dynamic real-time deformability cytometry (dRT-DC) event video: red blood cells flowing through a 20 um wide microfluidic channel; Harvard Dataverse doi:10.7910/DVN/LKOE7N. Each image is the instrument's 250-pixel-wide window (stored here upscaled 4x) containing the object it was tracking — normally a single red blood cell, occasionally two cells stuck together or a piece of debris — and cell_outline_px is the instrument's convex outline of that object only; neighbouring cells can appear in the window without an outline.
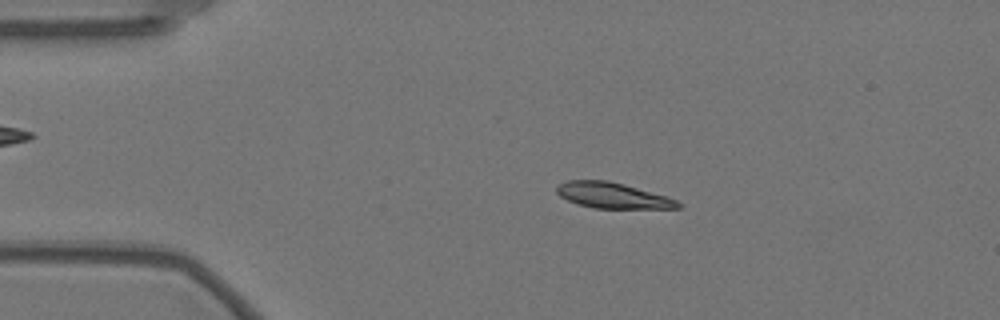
{"species": "Egyptian fruit bat (a non-hibernating species)", "species_latin": "Rousettus aegyptiacus", "temperature_condition": "warm", "stored_images_in_passage": 57, "camera_frame_rate_fps": 3000, "um_per_image_px": 0.085, "animal": {"sex": "female"}, "frame": {"image": 1, "passage_image": 11, "time_ms": 3.333, "image_size_px": [1000, 320], "cell_outline_px": [[684, 204], [680, 208], [592, 208], [576, 204], [560, 196], [556, 192], [556, 184], [568, 180], [608, 180], [624, 184], [668, 196]], "centroid_in_image_um": [52.07, 16.61], "position_along_channel_um": 32.9, "area_um2": 18.38}}
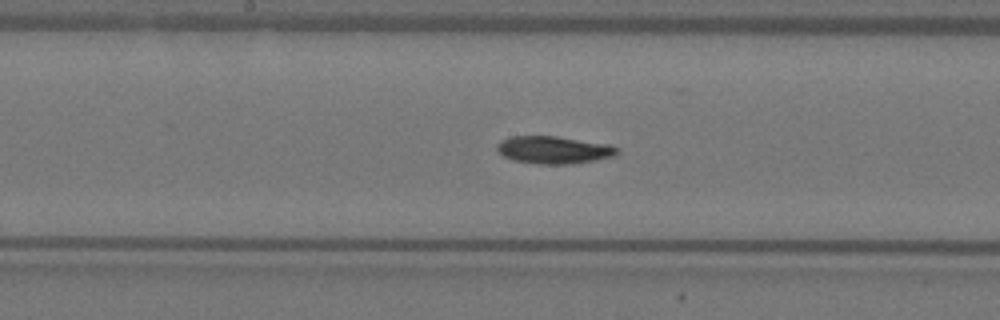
{"frame": {"image": 2, "passage_image": 29, "time_ms": 9.333, "image_size_px": [1000, 320], "cell_outline_px": [[620, 152], [616, 156], [596, 160], [568, 164], [540, 164], [512, 160], [504, 156], [496, 148], [496, 144], [500, 140], [512, 136], [556, 136], [608, 144], [620, 148]], "centroid_in_image_um": [47.09, 12.74], "position_along_channel_um": 201.1, "area_um2": 19.36}}
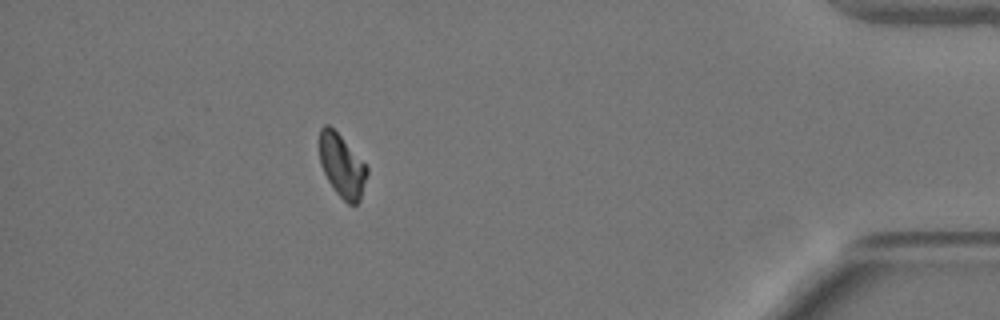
{"frame": {"image": 3, "passage_image": 51, "time_ms": 16.667, "image_size_px": [1000, 320], "cell_outline_px": [[368, 172], [360, 200], [356, 204], [348, 204], [336, 192], [328, 180], [320, 164], [320, 128], [324, 124], [328, 124], [340, 136], [368, 168]], "centroid_in_image_um": [29.06, 14.1], "position_along_channel_um": 406.1, "area_um2": 16.99}, "authors_computed_cell_mechanics": {"area_um2": 18.6116, "velocity_mm_per_s": 3.5022, "shape_relaxation_time_tau1_ms": 5.7061, "shape_relaxation_time_tau2_ms": null, "deformation_change_tau1": 0.1556, "deformation_change_tau2": null}}